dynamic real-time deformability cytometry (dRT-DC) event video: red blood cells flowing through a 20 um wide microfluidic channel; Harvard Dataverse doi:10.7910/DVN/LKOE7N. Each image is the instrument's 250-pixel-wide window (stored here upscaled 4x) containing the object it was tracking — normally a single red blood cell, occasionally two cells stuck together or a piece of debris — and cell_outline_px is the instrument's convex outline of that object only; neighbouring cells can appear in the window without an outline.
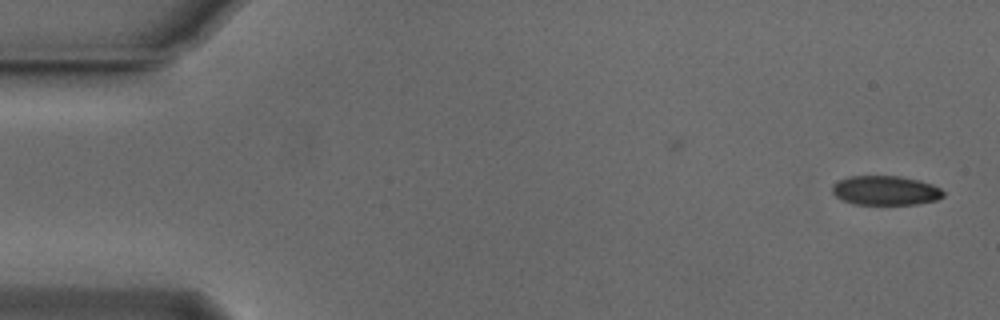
{"species": "Egyptian fruit bat (a non-hibernating species)", "species_latin": "Rousettus aegyptiacus", "temperature_condition": "cold", "stored_images_in_passage": 49, "camera_frame_rate_fps": 3000, "um_per_image_px": 0.085, "animal": {"sex": "male"}, "frame": {"image": 1, "passage_image": 1, "time_ms": 0.0, "image_size_px": [1000, 320], "cell_outline_px": [[944, 196], [936, 200], [916, 204], [856, 204], [840, 200], [832, 192], [832, 184], [836, 180], [848, 176], [900, 176], [920, 180], [932, 184], [940, 188], [944, 192]], "centroid_in_image_um": [75.23, 16.18], "position_along_channel_um": 9.8, "area_um2": 19.19}}
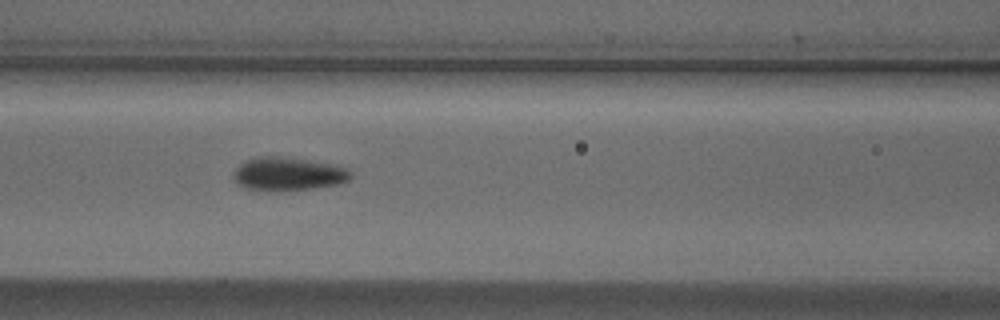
{"frame": {"image": 2, "passage_image": 22, "time_ms": 7.0, "image_size_px": [1000, 320], "cell_outline_px": [[352, 176], [348, 180], [336, 184], [312, 188], [276, 192], [248, 188], [240, 184], [232, 176], [236, 168], [240, 164], [248, 160], [260, 156], [276, 156], [308, 160], [348, 168], [352, 172]], "centroid_in_image_um": [24.49, 14.79], "position_along_channel_um": 142.1, "area_um2": 22.48}}
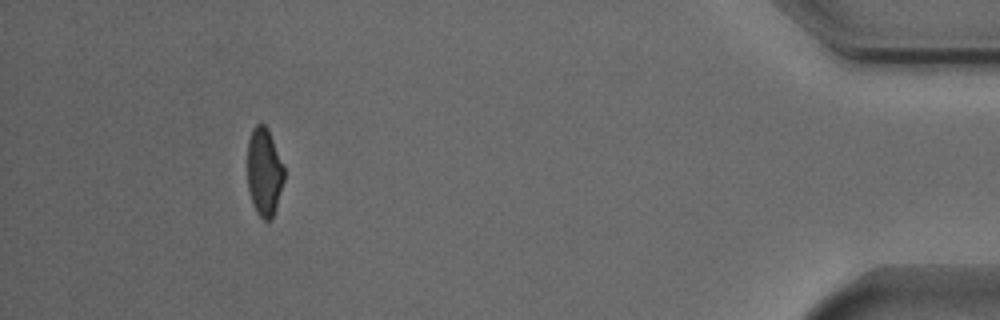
{"frame": {"image": 3, "passage_image": 49, "time_ms": 16.0, "image_size_px": [1000, 320], "cell_outline_px": [[284, 180], [276, 208], [272, 220], [264, 220], [256, 212], [252, 204], [248, 188], [248, 140], [252, 128], [256, 124], [264, 124], [268, 128], [284, 168]], "centroid_in_image_um": [22.45, 14.63], "position_along_channel_um": 412.7, "area_um2": 18.84}, "authors_computed_cell_mechanics": {"area_um2": 20.9814, "velocity_mm_per_s": 3.7452, "shape_relaxation_time_tau1_ms": 3.2199, "shape_relaxation_time_tau2_ms": null, "deformation_change_tau1": 0.1214, "deformation_change_tau2": null}}